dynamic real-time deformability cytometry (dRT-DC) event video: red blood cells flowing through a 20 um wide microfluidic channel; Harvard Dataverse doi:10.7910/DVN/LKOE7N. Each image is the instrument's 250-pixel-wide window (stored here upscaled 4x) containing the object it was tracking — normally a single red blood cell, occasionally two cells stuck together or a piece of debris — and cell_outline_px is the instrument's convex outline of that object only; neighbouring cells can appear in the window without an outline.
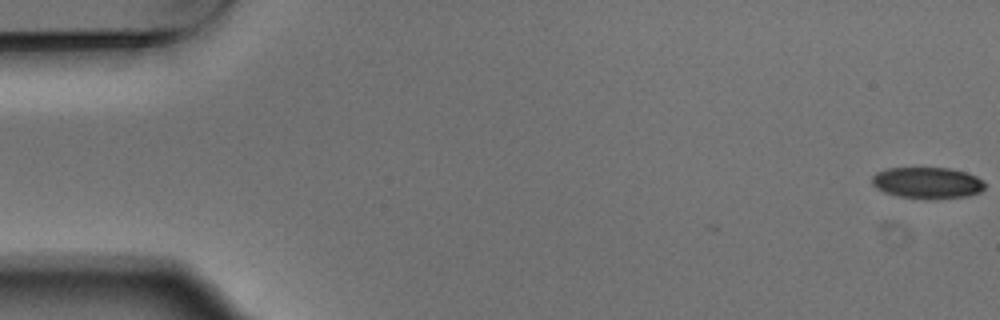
{"species": "Egyptian fruit bat (a non-hibernating species)", "species_latin": "Rousettus aegyptiacus", "temperature_condition": "warm", "stored_images_in_passage": 4, "camera_frame_rate_fps": 3000, "um_per_image_px": 0.085, "animal": {"sex": "male"}, "frame": {"image": 1, "passage_image": 1, "time_ms": 0.0, "image_size_px": [1000, 320], "cell_outline_px": [[984, 188], [980, 192], [968, 196], [896, 196], [884, 192], [876, 188], [872, 184], [872, 176], [876, 172], [888, 168], [948, 168], [964, 172], [976, 176], [984, 184]], "centroid_in_image_um": [78.77, 15.49], "position_along_channel_um": 6.2, "area_um2": 19.71}}
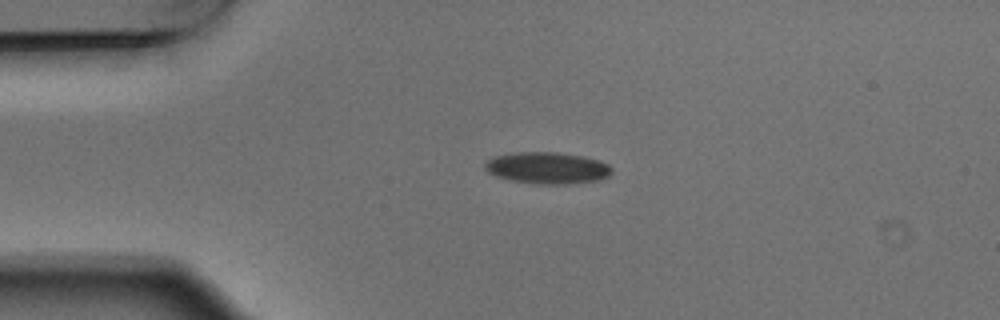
{"frame": {"image": 2, "passage_image": 3, "time_ms": 0.667, "image_size_px": [1000, 320], "cell_outline_px": [[612, 172], [608, 176], [600, 180], [572, 184], [536, 184], [512, 180], [496, 176], [488, 172], [484, 168], [484, 164], [492, 156], [516, 152], [556, 152], [580, 156], [600, 160], [608, 164], [612, 168]], "centroid_in_image_um": [46.53, 14.28], "position_along_channel_um": 38.5, "area_um2": 23.52}}